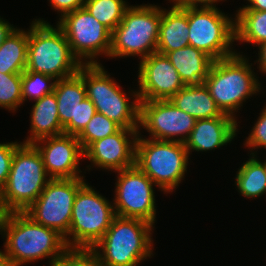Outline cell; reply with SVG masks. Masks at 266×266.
<instances>
[{"label":"cell","instance_id":"6da1fadb","mask_svg":"<svg viewBox=\"0 0 266 266\" xmlns=\"http://www.w3.org/2000/svg\"><path fill=\"white\" fill-rule=\"evenodd\" d=\"M0 234L6 237L4 249L11 266L51 258L50 266L69 249L58 231L35 222L25 212L4 213Z\"/></svg>","mask_w":266,"mask_h":266},{"label":"cell","instance_id":"7a4b0ae2","mask_svg":"<svg viewBox=\"0 0 266 266\" xmlns=\"http://www.w3.org/2000/svg\"><path fill=\"white\" fill-rule=\"evenodd\" d=\"M152 229V224L141 219L116 215L91 250L104 266H136L153 255Z\"/></svg>","mask_w":266,"mask_h":266},{"label":"cell","instance_id":"3957f363","mask_svg":"<svg viewBox=\"0 0 266 266\" xmlns=\"http://www.w3.org/2000/svg\"><path fill=\"white\" fill-rule=\"evenodd\" d=\"M82 64L73 55L63 30L35 19L28 29L27 71L42 73L56 80L78 73Z\"/></svg>","mask_w":266,"mask_h":266},{"label":"cell","instance_id":"277c9868","mask_svg":"<svg viewBox=\"0 0 266 266\" xmlns=\"http://www.w3.org/2000/svg\"><path fill=\"white\" fill-rule=\"evenodd\" d=\"M40 152L22 143L14 152L9 176L0 190L4 213L24 212L42 193L48 181Z\"/></svg>","mask_w":266,"mask_h":266},{"label":"cell","instance_id":"5b68a950","mask_svg":"<svg viewBox=\"0 0 266 266\" xmlns=\"http://www.w3.org/2000/svg\"><path fill=\"white\" fill-rule=\"evenodd\" d=\"M251 66L240 53L214 60L203 83L222 113L236 118L234 113L245 99L260 92V83Z\"/></svg>","mask_w":266,"mask_h":266},{"label":"cell","instance_id":"8992f818","mask_svg":"<svg viewBox=\"0 0 266 266\" xmlns=\"http://www.w3.org/2000/svg\"><path fill=\"white\" fill-rule=\"evenodd\" d=\"M102 64L80 67L78 74L82 77L86 89V97L96 107V111L126 129L139 128L140 99L138 91H132L133 102L107 74ZM131 103V104H130Z\"/></svg>","mask_w":266,"mask_h":266},{"label":"cell","instance_id":"52a82bcc","mask_svg":"<svg viewBox=\"0 0 266 266\" xmlns=\"http://www.w3.org/2000/svg\"><path fill=\"white\" fill-rule=\"evenodd\" d=\"M162 9L157 5L129 6L120 24L111 32L109 57L139 56L157 51Z\"/></svg>","mask_w":266,"mask_h":266},{"label":"cell","instance_id":"ba28073f","mask_svg":"<svg viewBox=\"0 0 266 266\" xmlns=\"http://www.w3.org/2000/svg\"><path fill=\"white\" fill-rule=\"evenodd\" d=\"M138 134L135 165L161 191L173 192L187 171L189 154L185 144L178 141L144 139Z\"/></svg>","mask_w":266,"mask_h":266},{"label":"cell","instance_id":"9c48e42d","mask_svg":"<svg viewBox=\"0 0 266 266\" xmlns=\"http://www.w3.org/2000/svg\"><path fill=\"white\" fill-rule=\"evenodd\" d=\"M115 216L113 203L86 182L74 199L69 232L64 237L68 248L91 249L104 236Z\"/></svg>","mask_w":266,"mask_h":266},{"label":"cell","instance_id":"30bf717a","mask_svg":"<svg viewBox=\"0 0 266 266\" xmlns=\"http://www.w3.org/2000/svg\"><path fill=\"white\" fill-rule=\"evenodd\" d=\"M189 46L200 49L214 60L233 56L235 20L217 7H188Z\"/></svg>","mask_w":266,"mask_h":266},{"label":"cell","instance_id":"8fae6325","mask_svg":"<svg viewBox=\"0 0 266 266\" xmlns=\"http://www.w3.org/2000/svg\"><path fill=\"white\" fill-rule=\"evenodd\" d=\"M84 177L50 179L39 197L24 211L35 222L58 231L69 232L72 208Z\"/></svg>","mask_w":266,"mask_h":266},{"label":"cell","instance_id":"7c38bea8","mask_svg":"<svg viewBox=\"0 0 266 266\" xmlns=\"http://www.w3.org/2000/svg\"><path fill=\"white\" fill-rule=\"evenodd\" d=\"M57 25L63 30L73 55L82 65L101 64L94 58L102 54L109 56L111 32L84 7L59 18Z\"/></svg>","mask_w":266,"mask_h":266},{"label":"cell","instance_id":"4fadbf2b","mask_svg":"<svg viewBox=\"0 0 266 266\" xmlns=\"http://www.w3.org/2000/svg\"><path fill=\"white\" fill-rule=\"evenodd\" d=\"M114 210L120 217L135 218L152 225L156 218L153 181L136 165L117 171Z\"/></svg>","mask_w":266,"mask_h":266},{"label":"cell","instance_id":"5bb4252c","mask_svg":"<svg viewBox=\"0 0 266 266\" xmlns=\"http://www.w3.org/2000/svg\"><path fill=\"white\" fill-rule=\"evenodd\" d=\"M195 123L194 117L170 100L140 101L139 127L150 133L149 138L184 143Z\"/></svg>","mask_w":266,"mask_h":266},{"label":"cell","instance_id":"9a60e30c","mask_svg":"<svg viewBox=\"0 0 266 266\" xmlns=\"http://www.w3.org/2000/svg\"><path fill=\"white\" fill-rule=\"evenodd\" d=\"M138 69L140 101L169 100L185 86L166 55L158 52L140 60Z\"/></svg>","mask_w":266,"mask_h":266},{"label":"cell","instance_id":"2e32d148","mask_svg":"<svg viewBox=\"0 0 266 266\" xmlns=\"http://www.w3.org/2000/svg\"><path fill=\"white\" fill-rule=\"evenodd\" d=\"M33 145L42 156L49 178L83 177L80 176L82 171L79 170L78 164L84 157V151L75 135L63 133L45 137L35 141Z\"/></svg>","mask_w":266,"mask_h":266},{"label":"cell","instance_id":"e0dca14e","mask_svg":"<svg viewBox=\"0 0 266 266\" xmlns=\"http://www.w3.org/2000/svg\"><path fill=\"white\" fill-rule=\"evenodd\" d=\"M139 133V129L121 128L118 132L93 142L84 151V157H87L92 165L109 171L131 168L135 165Z\"/></svg>","mask_w":266,"mask_h":266},{"label":"cell","instance_id":"ac0fdd59","mask_svg":"<svg viewBox=\"0 0 266 266\" xmlns=\"http://www.w3.org/2000/svg\"><path fill=\"white\" fill-rule=\"evenodd\" d=\"M237 120L227 114L220 117L196 120L188 139L184 142L188 154L195 151L217 149L231 143L236 136Z\"/></svg>","mask_w":266,"mask_h":266},{"label":"cell","instance_id":"d6986e66","mask_svg":"<svg viewBox=\"0 0 266 266\" xmlns=\"http://www.w3.org/2000/svg\"><path fill=\"white\" fill-rule=\"evenodd\" d=\"M188 7L172 5L171 9H162L159 26L157 51L167 52L189 46Z\"/></svg>","mask_w":266,"mask_h":266},{"label":"cell","instance_id":"ffe728a7","mask_svg":"<svg viewBox=\"0 0 266 266\" xmlns=\"http://www.w3.org/2000/svg\"><path fill=\"white\" fill-rule=\"evenodd\" d=\"M165 55L185 85L203 84L214 62L205 52L193 46L167 52Z\"/></svg>","mask_w":266,"mask_h":266},{"label":"cell","instance_id":"44dd1931","mask_svg":"<svg viewBox=\"0 0 266 266\" xmlns=\"http://www.w3.org/2000/svg\"><path fill=\"white\" fill-rule=\"evenodd\" d=\"M30 116L31 135L27 137L26 141H23L24 144H33L39 139L64 133V128L61 126L59 119L54 91L35 101Z\"/></svg>","mask_w":266,"mask_h":266},{"label":"cell","instance_id":"7402d4cb","mask_svg":"<svg viewBox=\"0 0 266 266\" xmlns=\"http://www.w3.org/2000/svg\"><path fill=\"white\" fill-rule=\"evenodd\" d=\"M169 100L196 120L220 117L223 114L204 83L185 85Z\"/></svg>","mask_w":266,"mask_h":266},{"label":"cell","instance_id":"603a6c76","mask_svg":"<svg viewBox=\"0 0 266 266\" xmlns=\"http://www.w3.org/2000/svg\"><path fill=\"white\" fill-rule=\"evenodd\" d=\"M54 93L61 126L76 121L78 104L86 98V89L82 77L76 73L70 77L56 80Z\"/></svg>","mask_w":266,"mask_h":266},{"label":"cell","instance_id":"cb8c5ba5","mask_svg":"<svg viewBox=\"0 0 266 266\" xmlns=\"http://www.w3.org/2000/svg\"><path fill=\"white\" fill-rule=\"evenodd\" d=\"M28 31L15 28L0 46V72L22 73L26 69Z\"/></svg>","mask_w":266,"mask_h":266},{"label":"cell","instance_id":"d4e9b609","mask_svg":"<svg viewBox=\"0 0 266 266\" xmlns=\"http://www.w3.org/2000/svg\"><path fill=\"white\" fill-rule=\"evenodd\" d=\"M251 152V158L243 163L235 178L238 192L246 198L266 194V161L264 163L259 161L253 151Z\"/></svg>","mask_w":266,"mask_h":266},{"label":"cell","instance_id":"484cf974","mask_svg":"<svg viewBox=\"0 0 266 266\" xmlns=\"http://www.w3.org/2000/svg\"><path fill=\"white\" fill-rule=\"evenodd\" d=\"M235 16V40L258 46L266 42V11L238 10Z\"/></svg>","mask_w":266,"mask_h":266},{"label":"cell","instance_id":"4316f807","mask_svg":"<svg viewBox=\"0 0 266 266\" xmlns=\"http://www.w3.org/2000/svg\"><path fill=\"white\" fill-rule=\"evenodd\" d=\"M124 0H85L84 8L112 32L122 21L128 8Z\"/></svg>","mask_w":266,"mask_h":266},{"label":"cell","instance_id":"83f0119b","mask_svg":"<svg viewBox=\"0 0 266 266\" xmlns=\"http://www.w3.org/2000/svg\"><path fill=\"white\" fill-rule=\"evenodd\" d=\"M122 127L103 114L96 112L84 129L76 136L83 151L93 142L118 132Z\"/></svg>","mask_w":266,"mask_h":266},{"label":"cell","instance_id":"f1b7e54d","mask_svg":"<svg viewBox=\"0 0 266 266\" xmlns=\"http://www.w3.org/2000/svg\"><path fill=\"white\" fill-rule=\"evenodd\" d=\"M55 83L56 79L51 76L25 70L21 73L23 102L26 101L27 98L37 101L43 96L52 93L54 91Z\"/></svg>","mask_w":266,"mask_h":266},{"label":"cell","instance_id":"f546056e","mask_svg":"<svg viewBox=\"0 0 266 266\" xmlns=\"http://www.w3.org/2000/svg\"><path fill=\"white\" fill-rule=\"evenodd\" d=\"M23 103L21 73L5 74L0 72V107L15 112Z\"/></svg>","mask_w":266,"mask_h":266},{"label":"cell","instance_id":"4dcf8cb0","mask_svg":"<svg viewBox=\"0 0 266 266\" xmlns=\"http://www.w3.org/2000/svg\"><path fill=\"white\" fill-rule=\"evenodd\" d=\"M53 266H104L91 249H68Z\"/></svg>","mask_w":266,"mask_h":266},{"label":"cell","instance_id":"1f68e13d","mask_svg":"<svg viewBox=\"0 0 266 266\" xmlns=\"http://www.w3.org/2000/svg\"><path fill=\"white\" fill-rule=\"evenodd\" d=\"M96 107L91 100L84 98L77 107L76 121H70L64 127V133L77 136L96 113Z\"/></svg>","mask_w":266,"mask_h":266},{"label":"cell","instance_id":"d6a6232c","mask_svg":"<svg viewBox=\"0 0 266 266\" xmlns=\"http://www.w3.org/2000/svg\"><path fill=\"white\" fill-rule=\"evenodd\" d=\"M259 118L257 119L251 133L246 138L245 145L250 149L266 148V105L261 110Z\"/></svg>","mask_w":266,"mask_h":266},{"label":"cell","instance_id":"836d02e7","mask_svg":"<svg viewBox=\"0 0 266 266\" xmlns=\"http://www.w3.org/2000/svg\"><path fill=\"white\" fill-rule=\"evenodd\" d=\"M21 144L22 142L0 143V190L6 184L9 176L13 154Z\"/></svg>","mask_w":266,"mask_h":266},{"label":"cell","instance_id":"e575fe53","mask_svg":"<svg viewBox=\"0 0 266 266\" xmlns=\"http://www.w3.org/2000/svg\"><path fill=\"white\" fill-rule=\"evenodd\" d=\"M85 0H50L52 7L61 13L60 18L69 12L84 7Z\"/></svg>","mask_w":266,"mask_h":266},{"label":"cell","instance_id":"d590c367","mask_svg":"<svg viewBox=\"0 0 266 266\" xmlns=\"http://www.w3.org/2000/svg\"><path fill=\"white\" fill-rule=\"evenodd\" d=\"M169 1H173L174 4L177 6H184V7H216V4L214 3H217V1L219 2L222 0H169Z\"/></svg>","mask_w":266,"mask_h":266},{"label":"cell","instance_id":"8d00e7d4","mask_svg":"<svg viewBox=\"0 0 266 266\" xmlns=\"http://www.w3.org/2000/svg\"><path fill=\"white\" fill-rule=\"evenodd\" d=\"M15 29L8 21L0 18V46L3 44L4 40L11 34Z\"/></svg>","mask_w":266,"mask_h":266},{"label":"cell","instance_id":"74e56055","mask_svg":"<svg viewBox=\"0 0 266 266\" xmlns=\"http://www.w3.org/2000/svg\"><path fill=\"white\" fill-rule=\"evenodd\" d=\"M250 5L240 7L239 10L266 11V0H247Z\"/></svg>","mask_w":266,"mask_h":266},{"label":"cell","instance_id":"f35d334b","mask_svg":"<svg viewBox=\"0 0 266 266\" xmlns=\"http://www.w3.org/2000/svg\"><path fill=\"white\" fill-rule=\"evenodd\" d=\"M258 48L260 50L258 52L259 59L257 60V64H259L258 68L260 71H262V73L266 74V42L259 45Z\"/></svg>","mask_w":266,"mask_h":266},{"label":"cell","instance_id":"ab89813d","mask_svg":"<svg viewBox=\"0 0 266 266\" xmlns=\"http://www.w3.org/2000/svg\"><path fill=\"white\" fill-rule=\"evenodd\" d=\"M0 266H11L6 251H0Z\"/></svg>","mask_w":266,"mask_h":266},{"label":"cell","instance_id":"60d3db41","mask_svg":"<svg viewBox=\"0 0 266 266\" xmlns=\"http://www.w3.org/2000/svg\"><path fill=\"white\" fill-rule=\"evenodd\" d=\"M3 215H4V212H3L2 207H1V205H0V218H1Z\"/></svg>","mask_w":266,"mask_h":266}]
</instances>
